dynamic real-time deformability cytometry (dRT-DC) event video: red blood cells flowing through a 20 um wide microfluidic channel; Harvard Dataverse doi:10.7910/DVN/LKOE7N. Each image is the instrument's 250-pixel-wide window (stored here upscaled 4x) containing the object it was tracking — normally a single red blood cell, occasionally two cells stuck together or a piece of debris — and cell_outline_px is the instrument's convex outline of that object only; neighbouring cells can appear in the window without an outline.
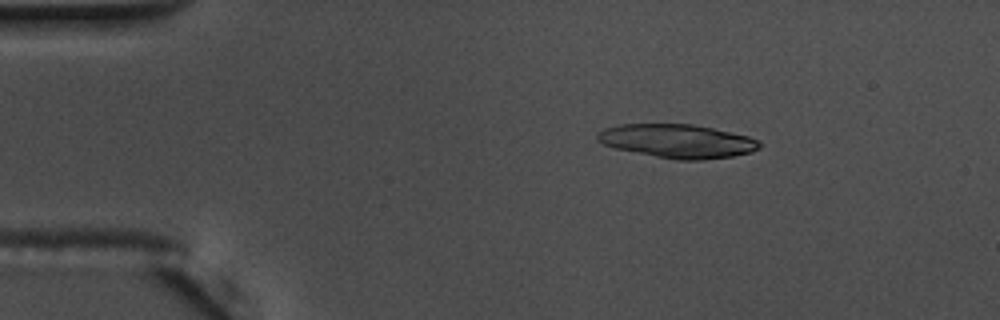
{"species": "common noctule bat (a hibernating species)", "species_latin": "Nyctalus noctula", "temperature_condition": "warm", "stored_images_in_passage": 11, "camera_frame_rate_fps": 3000, "um_per_image_px": 0.085, "animal": {"sex": "male", "body_mass_g": 17.5, "forearm_length_mm": 52.3}, "frame": {"image": 1, "passage_image": 2, "time_ms": 0.333, "image_size_px": [1000, 320], "cell_outline_px": [[760, 148], [752, 152], [732, 156], [704, 160], [676, 160], [616, 148], [604, 144], [596, 140], [596, 132], [604, 128], [620, 124], [692, 124], [712, 128], [748, 136], [756, 140], [760, 144]], "centroid_in_image_um": [57.56, 11.99], "position_along_channel_um": 27.4, "area_um2": 31.67}}